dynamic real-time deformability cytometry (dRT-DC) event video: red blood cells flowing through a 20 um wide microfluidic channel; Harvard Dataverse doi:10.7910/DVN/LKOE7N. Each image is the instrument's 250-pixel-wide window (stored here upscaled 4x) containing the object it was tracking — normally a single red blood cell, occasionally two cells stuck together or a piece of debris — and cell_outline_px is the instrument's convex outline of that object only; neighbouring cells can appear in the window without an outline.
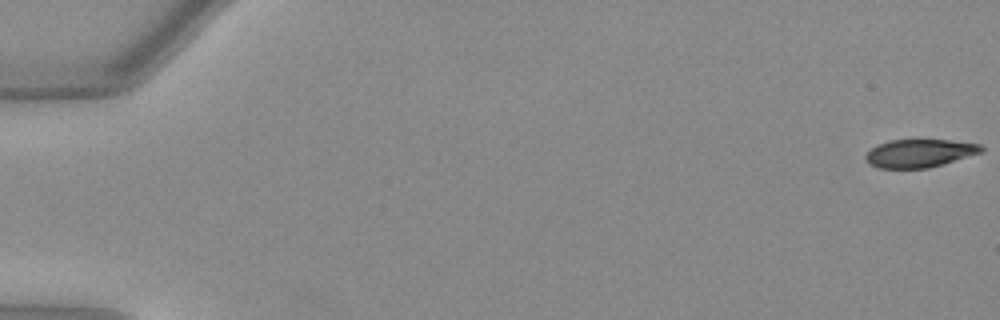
{"species": "Egyptian fruit bat (a non-hibernating species)", "species_latin": "Rousettus aegyptiacus", "temperature_condition": "warm", "stored_images_in_passage": 8, "camera_frame_rate_fps": 3000, "um_per_image_px": 0.085, "animal": {"sex": "female"}, "frame": {"image": 1, "passage_image": 1, "time_ms": 0.0, "image_size_px": [1000, 320], "cell_outline_px": [[984, 148], [980, 152], [928, 168], [876, 168], [868, 164], [864, 156], [872, 148], [888, 140], [948, 140], [980, 144]], "centroid_in_image_um": [78.1, 13.03], "position_along_channel_um": 6.9, "area_um2": 18.61}}